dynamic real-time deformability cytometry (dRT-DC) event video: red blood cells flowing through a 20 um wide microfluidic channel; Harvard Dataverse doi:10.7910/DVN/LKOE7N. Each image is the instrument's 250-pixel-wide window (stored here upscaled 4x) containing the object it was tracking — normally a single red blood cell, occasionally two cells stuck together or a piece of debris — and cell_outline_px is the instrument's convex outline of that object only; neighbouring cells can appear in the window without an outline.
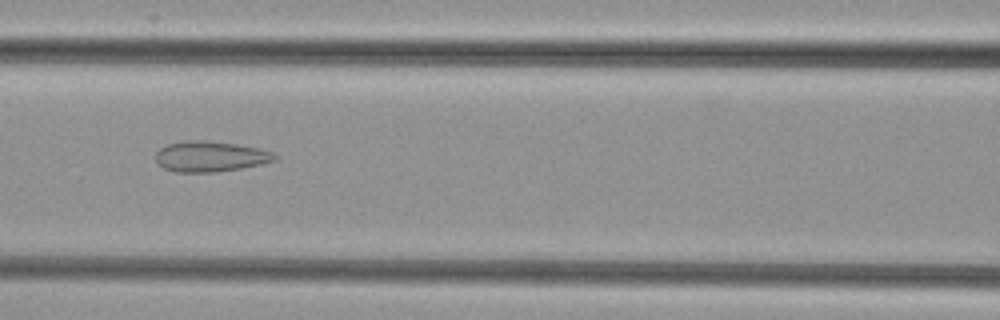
{"species": "common noctule bat (a hibernating species)", "species_latin": "Nyctalus noctula", "temperature_condition": "cold", "stored_images_in_passage": 44, "camera_frame_rate_fps": 3000, "um_per_image_px": 0.085, "animal": {"sex": "female", "body_mass_g": 29.2, "forearm_length_mm": 56.3}, "frame": {"image": 1, "passage_image": 15, "time_ms": 4.667, "image_size_px": [1000, 320], "cell_outline_px": [[276, 160], [260, 164], [240, 168], [212, 172], [176, 172], [164, 168], [156, 160], [156, 152], [160, 148], [168, 144], [184, 140], [204, 140], [236, 144], [256, 148], [272, 152], [276, 156]], "centroid_in_image_um": [17.84, 13.29], "position_along_channel_um": 148.8, "area_um2": 20.92}}
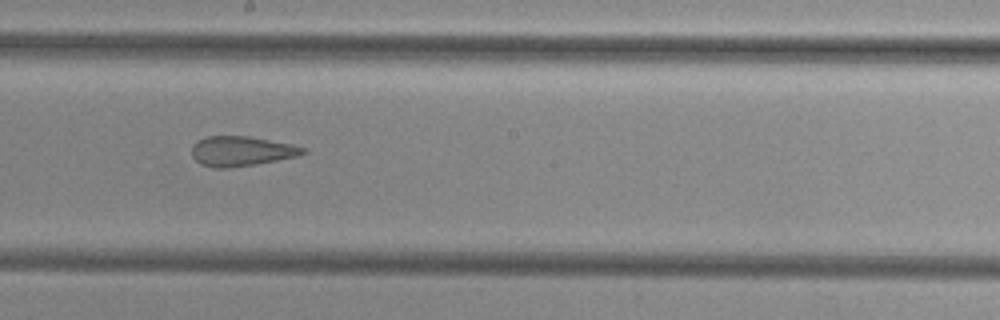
{"frame": {"image": 2, "passage_image": 21, "time_ms": 6.667, "image_size_px": [1000, 320], "cell_outline_px": [[308, 152], [296, 156], [256, 164], [228, 168], [216, 168], [200, 164], [192, 156], [192, 144], [196, 140], [208, 136], [248, 136], [292, 144], [308, 148]], "centroid_in_image_um": [20.51, 12.84], "position_along_channel_um": 227.7, "area_um2": 19.42}}
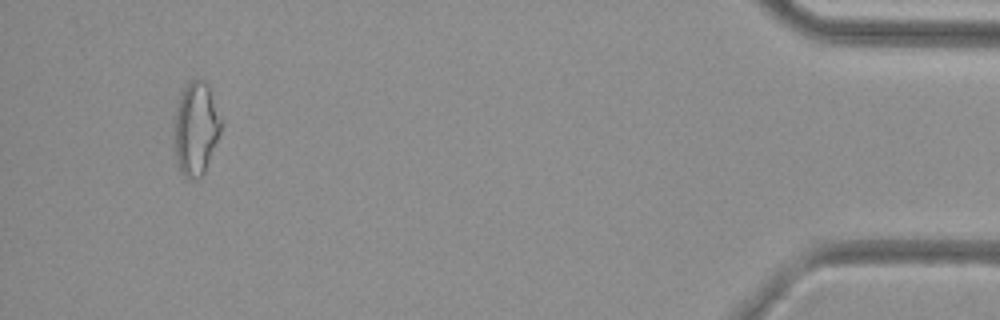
{"frame": {"image": 3, "passage_image": 41, "time_ms": 13.333, "image_size_px": [1000, 320], "cell_outline_px": [[224, 124], [204, 172], [200, 180], [188, 180], [180, 172], [176, 160], [176, 112], [180, 92], [192, 80], [204, 80], [208, 84], [224, 120]], "centroid_in_image_um": [16.71, 10.94], "position_along_channel_um": 418.5, "area_um2": 25.55}}